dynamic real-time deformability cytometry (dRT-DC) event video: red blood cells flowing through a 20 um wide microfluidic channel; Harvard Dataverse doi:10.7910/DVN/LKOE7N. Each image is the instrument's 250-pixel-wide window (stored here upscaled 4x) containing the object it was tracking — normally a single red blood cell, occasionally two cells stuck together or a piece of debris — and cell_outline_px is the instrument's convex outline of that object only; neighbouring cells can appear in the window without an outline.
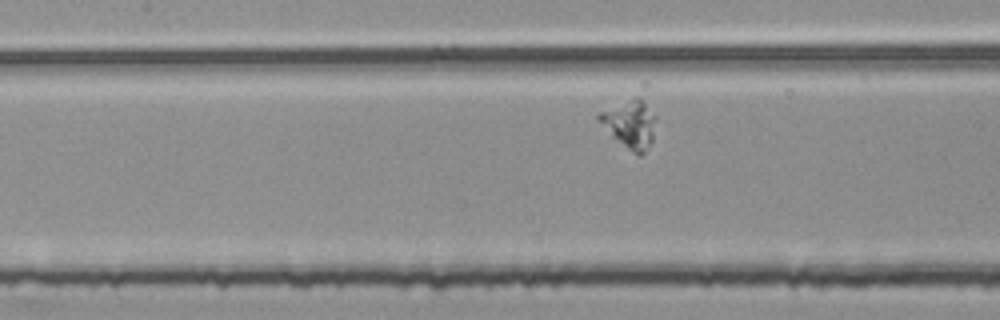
{"species": "common noctule bat (a hibernating species)", "species_latin": "Nyctalus noctula", "temperature_condition": "room temperature", "stored_images_in_passage": 7, "segment_of_instrument_passage": [2, 2], "camera_frame_rate_fps": 3000, "um_per_image_px": 0.085, "animal": {"sex": "female", "body_mass_g": 25.1}, "frame": {"image": 1, "passage_image": 7, "time_ms": 2.0, "image_size_px": [1000, 320], "cell_outline_px": [[656, 116], [652, 144], [640, 156], [632, 152], [612, 136], [596, 120], [596, 116], [600, 112], [636, 96], [640, 96], [644, 100]], "centroid_in_image_um": [53.57, 10.54], "position_along_channel_um": 153.8, "area_um2": 15.95}}